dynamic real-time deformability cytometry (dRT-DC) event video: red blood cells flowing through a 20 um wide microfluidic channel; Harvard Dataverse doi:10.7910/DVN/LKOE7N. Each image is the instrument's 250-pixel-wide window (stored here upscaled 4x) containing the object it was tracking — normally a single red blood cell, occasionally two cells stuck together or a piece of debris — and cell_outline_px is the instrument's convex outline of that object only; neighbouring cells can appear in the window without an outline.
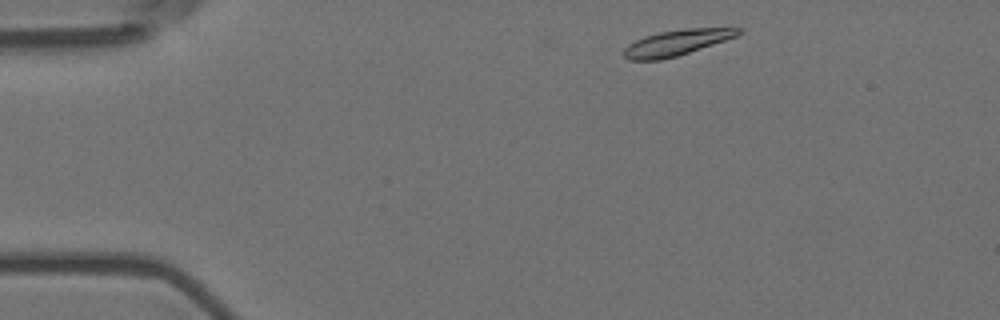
{"species": "Egyptian fruit bat (a non-hibernating species)", "species_latin": "Rousettus aegyptiacus", "temperature_condition": "room temperature", "stored_images_in_passage": 49, "camera_frame_rate_fps": 3000, "um_per_image_px": 0.085, "animal": {"sex": "female"}, "frame": {"image": 1, "passage_image": 2, "time_ms": 0.333, "image_size_px": [1000, 320], "cell_outline_px": [[744, 32], [736, 36], [676, 56], [660, 60], [628, 60], [624, 56], [624, 48], [628, 44], [644, 36], [660, 32], [684, 28], [744, 28]], "centroid_in_image_um": [57.5, 3.62], "position_along_channel_um": 27.5, "area_um2": 16.94}}
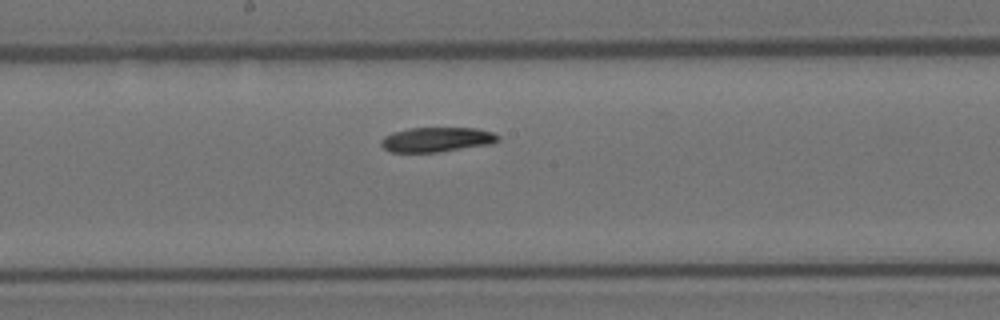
{"frame": {"image": 2, "passage_image": 23, "time_ms": 7.333, "image_size_px": [1000, 320], "cell_outline_px": [[500, 140], [492, 144], [436, 152], [392, 152], [384, 148], [380, 144], [380, 140], [384, 136], [392, 132], [408, 128], [476, 128], [492, 132], [500, 136]], "centroid_in_image_um": [37.12, 11.86], "position_along_channel_um": 211.1, "area_um2": 16.88}}
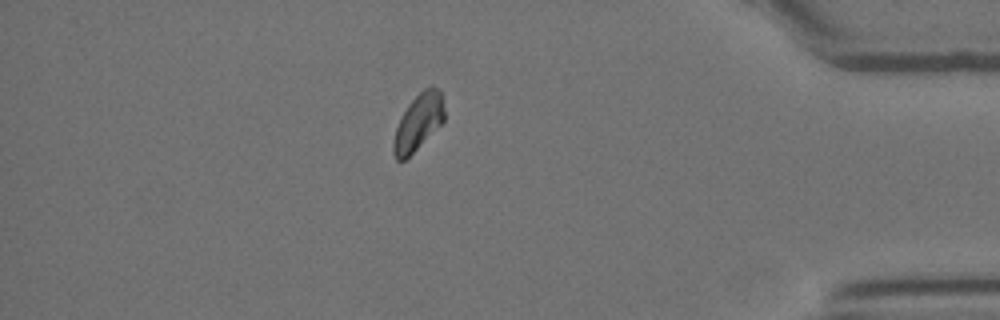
{"frame": {"image": 3, "passage_image": 42, "time_ms": 13.667, "image_size_px": [1000, 320], "cell_outline_px": [[444, 120], [404, 160], [396, 160], [392, 152], [392, 144], [396, 128], [408, 104], [424, 88], [432, 84], [440, 92], [444, 108]], "centroid_in_image_um": [35.53, 10.37], "position_along_channel_um": 399.7, "area_um2": 16.18}, "authors_computed_cell_mechanics": {"area_um2": 17.4556, "velocity_mm_per_s": 3.5527, "shape_relaxation_time_tau1_ms": 6.2765, "shape_relaxation_time_tau2_ms": null, "deformation_change_tau1": 0.1319, "deformation_change_tau2": null}}